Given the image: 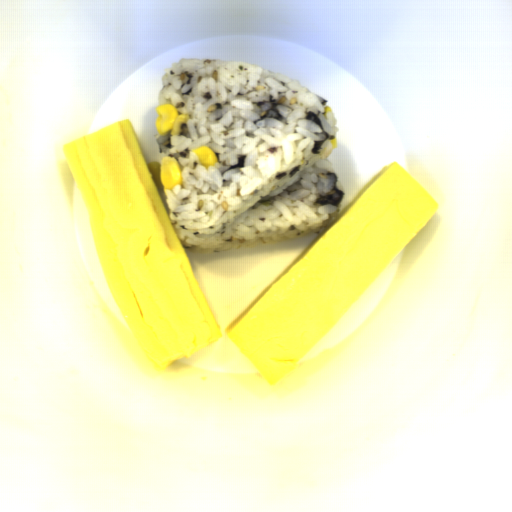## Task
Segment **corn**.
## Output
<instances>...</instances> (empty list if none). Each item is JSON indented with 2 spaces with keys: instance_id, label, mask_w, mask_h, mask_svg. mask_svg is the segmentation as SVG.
I'll return each instance as SVG.
<instances>
[{
  "instance_id": "4",
  "label": "corn",
  "mask_w": 512,
  "mask_h": 512,
  "mask_svg": "<svg viewBox=\"0 0 512 512\" xmlns=\"http://www.w3.org/2000/svg\"><path fill=\"white\" fill-rule=\"evenodd\" d=\"M330 142H331V148H333V149L338 148L337 138H332L330 140Z\"/></svg>"
},
{
  "instance_id": "2",
  "label": "corn",
  "mask_w": 512,
  "mask_h": 512,
  "mask_svg": "<svg viewBox=\"0 0 512 512\" xmlns=\"http://www.w3.org/2000/svg\"><path fill=\"white\" fill-rule=\"evenodd\" d=\"M154 123L156 132L161 135L180 136L184 126L189 122V115L179 114L174 104L158 105Z\"/></svg>"
},
{
  "instance_id": "3",
  "label": "corn",
  "mask_w": 512,
  "mask_h": 512,
  "mask_svg": "<svg viewBox=\"0 0 512 512\" xmlns=\"http://www.w3.org/2000/svg\"><path fill=\"white\" fill-rule=\"evenodd\" d=\"M192 153L198 157L199 165L208 170L209 167L216 165L219 162L216 153L208 146L199 149H192Z\"/></svg>"
},
{
  "instance_id": "1",
  "label": "corn",
  "mask_w": 512,
  "mask_h": 512,
  "mask_svg": "<svg viewBox=\"0 0 512 512\" xmlns=\"http://www.w3.org/2000/svg\"><path fill=\"white\" fill-rule=\"evenodd\" d=\"M147 165L156 188L170 190L183 185L182 170L176 158L165 157L160 163L147 162Z\"/></svg>"
},
{
  "instance_id": "5",
  "label": "corn",
  "mask_w": 512,
  "mask_h": 512,
  "mask_svg": "<svg viewBox=\"0 0 512 512\" xmlns=\"http://www.w3.org/2000/svg\"><path fill=\"white\" fill-rule=\"evenodd\" d=\"M323 110H324V113H323L324 116L326 113H331V111H332L331 107L327 106V105L323 108Z\"/></svg>"
}]
</instances>
